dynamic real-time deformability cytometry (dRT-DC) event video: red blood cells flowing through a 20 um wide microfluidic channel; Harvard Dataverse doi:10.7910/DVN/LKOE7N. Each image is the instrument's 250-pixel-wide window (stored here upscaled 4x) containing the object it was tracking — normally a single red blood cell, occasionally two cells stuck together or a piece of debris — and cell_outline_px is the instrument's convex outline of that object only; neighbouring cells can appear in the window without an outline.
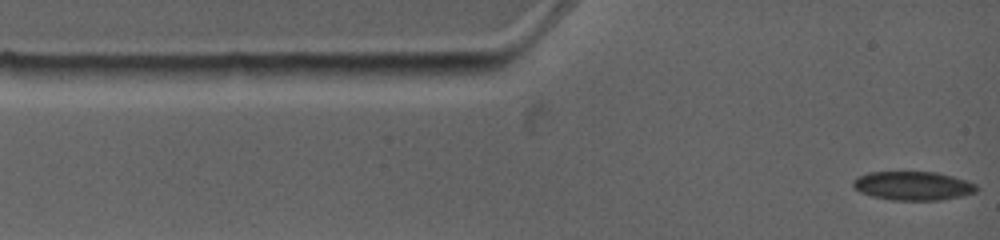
{"species": "common noctule bat (a hibernating species)", "species_latin": "Nyctalus noctula", "temperature_condition": "warm", "stored_images_in_passage": 2, "camera_frame_rate_fps": 4500, "um_per_image_px": 0.085, "animal": {"sex": "female", "body_mass_g": 19.0, "forearm_length_mm": 53.3}, "frame": {"image": 1, "passage_image": 1, "time_ms": 0.0, "image_size_px": [1000, 240], "cell_outline_px": [[980, 188], [976, 192], [960, 196], [940, 200], [892, 200], [872, 196], [860, 192], [852, 184], [852, 180], [868, 172], [936, 172], [968, 180], [976, 184]], "centroid_in_image_um": [77.63, 15.79], "position_along_channel_um": 7.4, "area_um2": 20.75}}